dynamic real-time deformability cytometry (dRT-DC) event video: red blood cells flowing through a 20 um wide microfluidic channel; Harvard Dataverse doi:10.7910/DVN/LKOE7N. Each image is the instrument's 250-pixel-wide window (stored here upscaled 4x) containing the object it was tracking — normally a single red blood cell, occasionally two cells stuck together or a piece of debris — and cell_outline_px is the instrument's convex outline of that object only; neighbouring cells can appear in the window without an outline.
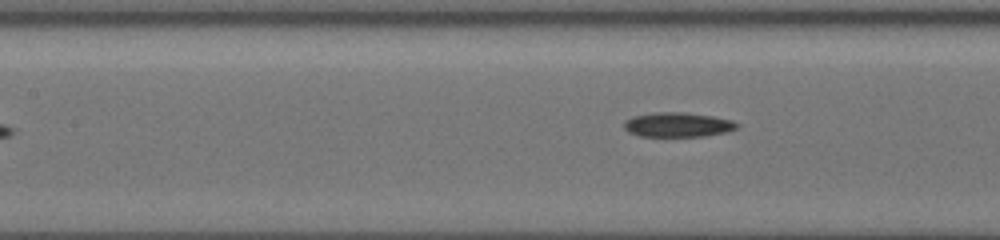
{"species": "common noctule bat (a hibernating species)", "species_latin": "Nyctalus noctula", "temperature_condition": "cold", "stored_images_in_passage": 11, "camera_frame_rate_fps": 3000, "um_per_image_px": 0.085, "animal": {"sex": "female", "body_mass_g": 19.5, "forearm_length_mm": 54.1}, "frame": {"image": 1, "passage_image": 11, "time_ms": 8.667, "image_size_px": [1000, 240], "cell_outline_px": [[740, 124], [736, 128], [724, 132], [704, 136], [640, 136], [628, 132], [624, 128], [624, 120], [632, 116], [652, 112], [688, 112], [712, 116], [732, 120]], "centroid_in_image_um": [57.57, 10.58], "position_along_channel_um": 149.8, "area_um2": 16.24}}